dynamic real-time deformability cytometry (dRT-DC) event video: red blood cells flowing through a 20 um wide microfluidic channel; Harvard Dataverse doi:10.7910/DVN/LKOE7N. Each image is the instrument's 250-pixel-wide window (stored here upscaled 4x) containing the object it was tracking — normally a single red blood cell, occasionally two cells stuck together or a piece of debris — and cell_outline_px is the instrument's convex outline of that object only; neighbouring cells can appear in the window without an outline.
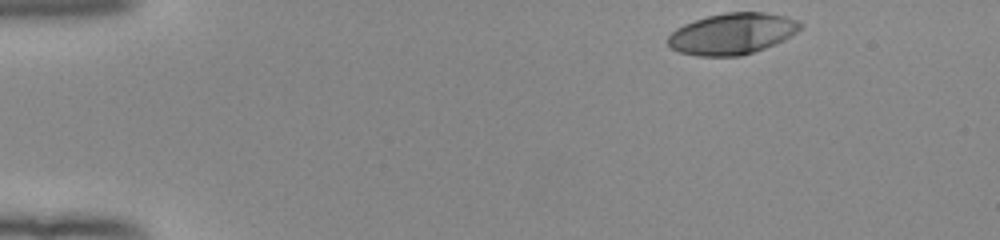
{"species": "human", "species_latin": "Homo sapiens", "temperature_condition": "room temperature", "stored_images_in_passage": 46, "camera_frame_rate_fps": 3000, "um_per_image_px": 0.085, "donor": {"sex": "female"}, "frame": {"image": 1, "passage_image": 1, "time_ms": 0.0, "image_size_px": [1000, 240], "cell_outline_px": [[804, 24], [796, 32], [764, 48], [740, 56], [696, 56], [680, 52], [672, 48], [668, 44], [668, 36], [676, 28], [684, 24], [708, 16], [724, 12], [764, 12], [784, 16], [800, 20]], "centroid_in_image_um": [62.22, 2.86], "position_along_channel_um": 22.8, "area_um2": 31.5}}
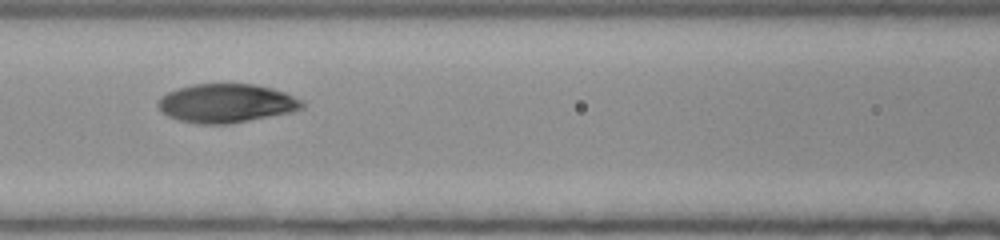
{"frame": {"image": 2, "passage_image": 18, "time_ms": 5.667, "image_size_px": [1000, 240], "cell_outline_px": [[304, 108], [292, 112], [228, 124], [200, 124], [180, 120], [168, 116], [160, 112], [156, 104], [160, 96], [168, 92], [192, 84], [252, 84], [272, 88], [284, 92], [304, 100]], "centroid_in_image_um": [19.23, 8.78], "position_along_channel_um": 147.4, "area_um2": 32.66}}
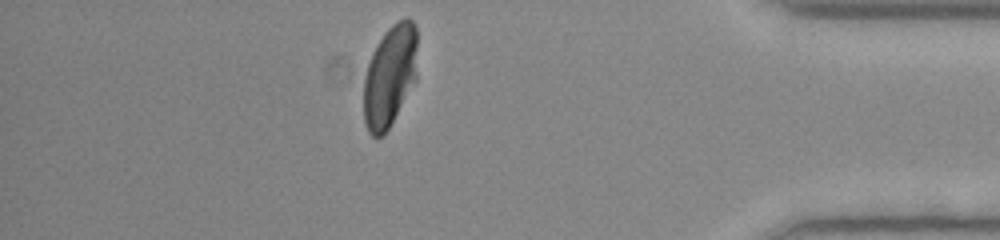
{"frame": {"image": 3, "passage_image": 40, "time_ms": 13.0, "image_size_px": [1000, 240], "cell_outline_px": [[416, 80], [388, 128], [376, 140], [368, 132], [364, 120], [364, 76], [372, 52], [376, 44], [384, 32], [396, 20], [404, 16], [408, 16], [416, 24]], "centroid_in_image_um": [33.13, 6.4], "position_along_channel_um": 402.1, "area_um2": 31.96}, "authors_computed_cell_mechanics": {"area_um2": 32.368, "velocity_mm_per_s": 3.937, "shape_relaxation_time_tau1_ms": 3.3665, "shape_relaxation_time_tau2_ms": null, "deformation_change_tau1": 0.1914, "deformation_change_tau2": null}}